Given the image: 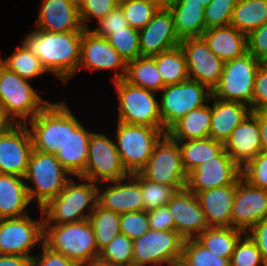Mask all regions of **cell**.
Wrapping results in <instances>:
<instances>
[{"label":"cell","instance_id":"6da1fadb","mask_svg":"<svg viewBox=\"0 0 267 266\" xmlns=\"http://www.w3.org/2000/svg\"><path fill=\"white\" fill-rule=\"evenodd\" d=\"M30 32L20 44L40 59L47 72L67 83L78 72L82 32Z\"/></svg>","mask_w":267,"mask_h":266},{"label":"cell","instance_id":"7a4b0ae2","mask_svg":"<svg viewBox=\"0 0 267 266\" xmlns=\"http://www.w3.org/2000/svg\"><path fill=\"white\" fill-rule=\"evenodd\" d=\"M77 178L79 183L70 179L60 194L41 208L44 224L61 225L89 219L97 205L98 184Z\"/></svg>","mask_w":267,"mask_h":266},{"label":"cell","instance_id":"3957f363","mask_svg":"<svg viewBox=\"0 0 267 266\" xmlns=\"http://www.w3.org/2000/svg\"><path fill=\"white\" fill-rule=\"evenodd\" d=\"M43 244L77 266L98 258L100 253L89 219L61 225L44 224Z\"/></svg>","mask_w":267,"mask_h":266},{"label":"cell","instance_id":"277c9868","mask_svg":"<svg viewBox=\"0 0 267 266\" xmlns=\"http://www.w3.org/2000/svg\"><path fill=\"white\" fill-rule=\"evenodd\" d=\"M49 102L40 97L28 79L0 63V107L13 124H26Z\"/></svg>","mask_w":267,"mask_h":266},{"label":"cell","instance_id":"5b68a950","mask_svg":"<svg viewBox=\"0 0 267 266\" xmlns=\"http://www.w3.org/2000/svg\"><path fill=\"white\" fill-rule=\"evenodd\" d=\"M70 173L61 165L55 154L32 149L24 179L33 182L27 186L30 201H36L41 209L60 194L71 179Z\"/></svg>","mask_w":267,"mask_h":266},{"label":"cell","instance_id":"8992f818","mask_svg":"<svg viewBox=\"0 0 267 266\" xmlns=\"http://www.w3.org/2000/svg\"><path fill=\"white\" fill-rule=\"evenodd\" d=\"M118 98V121L163 130L156 92L129 84L124 79L114 81Z\"/></svg>","mask_w":267,"mask_h":266},{"label":"cell","instance_id":"52a82bcc","mask_svg":"<svg viewBox=\"0 0 267 266\" xmlns=\"http://www.w3.org/2000/svg\"><path fill=\"white\" fill-rule=\"evenodd\" d=\"M116 148L129 174L139 173L147 164L153 149L166 134L157 128L117 123Z\"/></svg>","mask_w":267,"mask_h":266},{"label":"cell","instance_id":"ba28073f","mask_svg":"<svg viewBox=\"0 0 267 266\" xmlns=\"http://www.w3.org/2000/svg\"><path fill=\"white\" fill-rule=\"evenodd\" d=\"M161 92L160 115L166 133L190 111L209 103L212 96V90L208 86L190 78L165 86Z\"/></svg>","mask_w":267,"mask_h":266},{"label":"cell","instance_id":"9c48e42d","mask_svg":"<svg viewBox=\"0 0 267 266\" xmlns=\"http://www.w3.org/2000/svg\"><path fill=\"white\" fill-rule=\"evenodd\" d=\"M184 241L175 230L149 229L133 240V266H171L180 262Z\"/></svg>","mask_w":267,"mask_h":266},{"label":"cell","instance_id":"30bf717a","mask_svg":"<svg viewBox=\"0 0 267 266\" xmlns=\"http://www.w3.org/2000/svg\"><path fill=\"white\" fill-rule=\"evenodd\" d=\"M261 63L250 53L226 61L220 81L212 90V96L245 103L252 111L255 75Z\"/></svg>","mask_w":267,"mask_h":266},{"label":"cell","instance_id":"8fae6325","mask_svg":"<svg viewBox=\"0 0 267 266\" xmlns=\"http://www.w3.org/2000/svg\"><path fill=\"white\" fill-rule=\"evenodd\" d=\"M139 173L147 180L173 186L177 191L186 188L187 174L182 166L178 142L165 134L156 144L147 164Z\"/></svg>","mask_w":267,"mask_h":266},{"label":"cell","instance_id":"7c38bea8","mask_svg":"<svg viewBox=\"0 0 267 266\" xmlns=\"http://www.w3.org/2000/svg\"><path fill=\"white\" fill-rule=\"evenodd\" d=\"M116 144L104 133L92 132L85 172L80 176L94 183H106L128 177Z\"/></svg>","mask_w":267,"mask_h":266},{"label":"cell","instance_id":"4fadbf2b","mask_svg":"<svg viewBox=\"0 0 267 266\" xmlns=\"http://www.w3.org/2000/svg\"><path fill=\"white\" fill-rule=\"evenodd\" d=\"M25 125L28 126L34 150L56 154L66 140V102L50 101Z\"/></svg>","mask_w":267,"mask_h":266},{"label":"cell","instance_id":"5bb4252c","mask_svg":"<svg viewBox=\"0 0 267 266\" xmlns=\"http://www.w3.org/2000/svg\"><path fill=\"white\" fill-rule=\"evenodd\" d=\"M40 220L25 215L19 218L0 219V254L32 257L30 251L43 244L44 218Z\"/></svg>","mask_w":267,"mask_h":266},{"label":"cell","instance_id":"9a60e30c","mask_svg":"<svg viewBox=\"0 0 267 266\" xmlns=\"http://www.w3.org/2000/svg\"><path fill=\"white\" fill-rule=\"evenodd\" d=\"M188 76L211 90L219 83L225 62L218 58L202 37L185 38L180 42Z\"/></svg>","mask_w":267,"mask_h":266},{"label":"cell","instance_id":"2e32d148","mask_svg":"<svg viewBox=\"0 0 267 266\" xmlns=\"http://www.w3.org/2000/svg\"><path fill=\"white\" fill-rule=\"evenodd\" d=\"M127 63L119 53L109 44L105 37L97 36L90 29H84L81 39V52L78 71L114 70L112 83L124 79Z\"/></svg>","mask_w":267,"mask_h":266},{"label":"cell","instance_id":"e0dca14e","mask_svg":"<svg viewBox=\"0 0 267 266\" xmlns=\"http://www.w3.org/2000/svg\"><path fill=\"white\" fill-rule=\"evenodd\" d=\"M267 217V189L251 185L240 177L232 205V227L247 233Z\"/></svg>","mask_w":267,"mask_h":266},{"label":"cell","instance_id":"ac0fdd59","mask_svg":"<svg viewBox=\"0 0 267 266\" xmlns=\"http://www.w3.org/2000/svg\"><path fill=\"white\" fill-rule=\"evenodd\" d=\"M241 168L223 150L218 156L198 165L187 175L186 188L192 193L233 185Z\"/></svg>","mask_w":267,"mask_h":266},{"label":"cell","instance_id":"d6986e66","mask_svg":"<svg viewBox=\"0 0 267 266\" xmlns=\"http://www.w3.org/2000/svg\"><path fill=\"white\" fill-rule=\"evenodd\" d=\"M86 129L66 104V140L55 155L75 178L80 177L86 168L89 140L93 132Z\"/></svg>","mask_w":267,"mask_h":266},{"label":"cell","instance_id":"ffe728a7","mask_svg":"<svg viewBox=\"0 0 267 266\" xmlns=\"http://www.w3.org/2000/svg\"><path fill=\"white\" fill-rule=\"evenodd\" d=\"M33 149L25 124H13L0 135V173L24 177Z\"/></svg>","mask_w":267,"mask_h":266},{"label":"cell","instance_id":"44dd1931","mask_svg":"<svg viewBox=\"0 0 267 266\" xmlns=\"http://www.w3.org/2000/svg\"><path fill=\"white\" fill-rule=\"evenodd\" d=\"M107 183L111 184L106 189L101 187L102 183L98 184L97 204L100 207L118 214L144 210L140 173Z\"/></svg>","mask_w":267,"mask_h":266},{"label":"cell","instance_id":"7402d4cb","mask_svg":"<svg viewBox=\"0 0 267 266\" xmlns=\"http://www.w3.org/2000/svg\"><path fill=\"white\" fill-rule=\"evenodd\" d=\"M141 56H154L179 46L174 18L167 6L161 7L143 29L138 30Z\"/></svg>","mask_w":267,"mask_h":266},{"label":"cell","instance_id":"603a6c76","mask_svg":"<svg viewBox=\"0 0 267 266\" xmlns=\"http://www.w3.org/2000/svg\"><path fill=\"white\" fill-rule=\"evenodd\" d=\"M167 206L175 231L185 240L195 239L209 227L196 195L187 188L177 191Z\"/></svg>","mask_w":267,"mask_h":266},{"label":"cell","instance_id":"cb8c5ba5","mask_svg":"<svg viewBox=\"0 0 267 266\" xmlns=\"http://www.w3.org/2000/svg\"><path fill=\"white\" fill-rule=\"evenodd\" d=\"M35 26L52 33L83 32L77 0H43Z\"/></svg>","mask_w":267,"mask_h":266},{"label":"cell","instance_id":"d4e9b609","mask_svg":"<svg viewBox=\"0 0 267 266\" xmlns=\"http://www.w3.org/2000/svg\"><path fill=\"white\" fill-rule=\"evenodd\" d=\"M224 150L240 168L262 151L259 123L252 113L233 129Z\"/></svg>","mask_w":267,"mask_h":266},{"label":"cell","instance_id":"484cf974","mask_svg":"<svg viewBox=\"0 0 267 266\" xmlns=\"http://www.w3.org/2000/svg\"><path fill=\"white\" fill-rule=\"evenodd\" d=\"M236 192L233 185L195 193L209 227H232V205Z\"/></svg>","mask_w":267,"mask_h":266},{"label":"cell","instance_id":"4316f807","mask_svg":"<svg viewBox=\"0 0 267 266\" xmlns=\"http://www.w3.org/2000/svg\"><path fill=\"white\" fill-rule=\"evenodd\" d=\"M211 126L210 138L224 143L250 113L251 109L245 103L225 101L211 96Z\"/></svg>","mask_w":267,"mask_h":266},{"label":"cell","instance_id":"83f0119b","mask_svg":"<svg viewBox=\"0 0 267 266\" xmlns=\"http://www.w3.org/2000/svg\"><path fill=\"white\" fill-rule=\"evenodd\" d=\"M201 37L224 62L248 53L247 35L231 25L208 28Z\"/></svg>","mask_w":267,"mask_h":266},{"label":"cell","instance_id":"f1b7e54d","mask_svg":"<svg viewBox=\"0 0 267 266\" xmlns=\"http://www.w3.org/2000/svg\"><path fill=\"white\" fill-rule=\"evenodd\" d=\"M25 179L0 173V219L28 215L25 209L31 203Z\"/></svg>","mask_w":267,"mask_h":266},{"label":"cell","instance_id":"f546056e","mask_svg":"<svg viewBox=\"0 0 267 266\" xmlns=\"http://www.w3.org/2000/svg\"><path fill=\"white\" fill-rule=\"evenodd\" d=\"M211 104L190 111L178 120L167 135L174 141L206 139L210 137Z\"/></svg>","mask_w":267,"mask_h":266},{"label":"cell","instance_id":"4dcf8cb0","mask_svg":"<svg viewBox=\"0 0 267 266\" xmlns=\"http://www.w3.org/2000/svg\"><path fill=\"white\" fill-rule=\"evenodd\" d=\"M174 18V28L180 40L201 37L206 30L204 10L201 4L167 3Z\"/></svg>","mask_w":267,"mask_h":266},{"label":"cell","instance_id":"1f68e13d","mask_svg":"<svg viewBox=\"0 0 267 266\" xmlns=\"http://www.w3.org/2000/svg\"><path fill=\"white\" fill-rule=\"evenodd\" d=\"M182 158V166L188 175L198 165L215 158L224 150V143L212 138L177 141Z\"/></svg>","mask_w":267,"mask_h":266},{"label":"cell","instance_id":"d6a6232c","mask_svg":"<svg viewBox=\"0 0 267 266\" xmlns=\"http://www.w3.org/2000/svg\"><path fill=\"white\" fill-rule=\"evenodd\" d=\"M244 234V231L233 227H208L195 239L215 255L230 260Z\"/></svg>","mask_w":267,"mask_h":266},{"label":"cell","instance_id":"836d02e7","mask_svg":"<svg viewBox=\"0 0 267 266\" xmlns=\"http://www.w3.org/2000/svg\"><path fill=\"white\" fill-rule=\"evenodd\" d=\"M124 80L131 85L156 93L165 87L155 59L151 56H141L127 62Z\"/></svg>","mask_w":267,"mask_h":266},{"label":"cell","instance_id":"e575fe53","mask_svg":"<svg viewBox=\"0 0 267 266\" xmlns=\"http://www.w3.org/2000/svg\"><path fill=\"white\" fill-rule=\"evenodd\" d=\"M267 22V0H238L230 25L248 35Z\"/></svg>","mask_w":267,"mask_h":266},{"label":"cell","instance_id":"d590c367","mask_svg":"<svg viewBox=\"0 0 267 266\" xmlns=\"http://www.w3.org/2000/svg\"><path fill=\"white\" fill-rule=\"evenodd\" d=\"M164 86L181 83L189 78L186 58L179 46L152 56Z\"/></svg>","mask_w":267,"mask_h":266},{"label":"cell","instance_id":"8d00e7d4","mask_svg":"<svg viewBox=\"0 0 267 266\" xmlns=\"http://www.w3.org/2000/svg\"><path fill=\"white\" fill-rule=\"evenodd\" d=\"M98 250L109 244L120 234V214L103 209L98 204L89 217Z\"/></svg>","mask_w":267,"mask_h":266},{"label":"cell","instance_id":"74e56055","mask_svg":"<svg viewBox=\"0 0 267 266\" xmlns=\"http://www.w3.org/2000/svg\"><path fill=\"white\" fill-rule=\"evenodd\" d=\"M20 45L16 47V50L8 58L2 59L0 57V63L10 71L18 74L21 78L30 81L38 76L42 78L43 73L47 71L40 59L29 52L22 44Z\"/></svg>","mask_w":267,"mask_h":266},{"label":"cell","instance_id":"f35d334b","mask_svg":"<svg viewBox=\"0 0 267 266\" xmlns=\"http://www.w3.org/2000/svg\"><path fill=\"white\" fill-rule=\"evenodd\" d=\"M180 262L184 266H230V260L215 255L196 239L184 241Z\"/></svg>","mask_w":267,"mask_h":266},{"label":"cell","instance_id":"ab89813d","mask_svg":"<svg viewBox=\"0 0 267 266\" xmlns=\"http://www.w3.org/2000/svg\"><path fill=\"white\" fill-rule=\"evenodd\" d=\"M121 7L129 26L140 30L152 19V17L163 7L159 3L146 0H120Z\"/></svg>","mask_w":267,"mask_h":266},{"label":"cell","instance_id":"60d3db41","mask_svg":"<svg viewBox=\"0 0 267 266\" xmlns=\"http://www.w3.org/2000/svg\"><path fill=\"white\" fill-rule=\"evenodd\" d=\"M99 258L115 266H133V240L118 234L100 250Z\"/></svg>","mask_w":267,"mask_h":266},{"label":"cell","instance_id":"b9f144b4","mask_svg":"<svg viewBox=\"0 0 267 266\" xmlns=\"http://www.w3.org/2000/svg\"><path fill=\"white\" fill-rule=\"evenodd\" d=\"M106 39L126 63L141 57L137 29L128 26L122 30L114 31Z\"/></svg>","mask_w":267,"mask_h":266},{"label":"cell","instance_id":"7bdbcfd3","mask_svg":"<svg viewBox=\"0 0 267 266\" xmlns=\"http://www.w3.org/2000/svg\"><path fill=\"white\" fill-rule=\"evenodd\" d=\"M140 186L144 201V211L167 205L177 190L173 186L159 184L145 179L140 174Z\"/></svg>","mask_w":267,"mask_h":266},{"label":"cell","instance_id":"ee69618b","mask_svg":"<svg viewBox=\"0 0 267 266\" xmlns=\"http://www.w3.org/2000/svg\"><path fill=\"white\" fill-rule=\"evenodd\" d=\"M230 266H267L256 243L247 233L237 242Z\"/></svg>","mask_w":267,"mask_h":266},{"label":"cell","instance_id":"f6af8a7d","mask_svg":"<svg viewBox=\"0 0 267 266\" xmlns=\"http://www.w3.org/2000/svg\"><path fill=\"white\" fill-rule=\"evenodd\" d=\"M120 0H77L79 16L83 29L88 28V20L96 19L97 22L106 17L112 10L119 6Z\"/></svg>","mask_w":267,"mask_h":266},{"label":"cell","instance_id":"bcb514c9","mask_svg":"<svg viewBox=\"0 0 267 266\" xmlns=\"http://www.w3.org/2000/svg\"><path fill=\"white\" fill-rule=\"evenodd\" d=\"M238 0H211L205 7L206 29L230 25L232 12Z\"/></svg>","mask_w":267,"mask_h":266},{"label":"cell","instance_id":"7dc6e473","mask_svg":"<svg viewBox=\"0 0 267 266\" xmlns=\"http://www.w3.org/2000/svg\"><path fill=\"white\" fill-rule=\"evenodd\" d=\"M241 177L255 187L267 189V152L261 151L241 168Z\"/></svg>","mask_w":267,"mask_h":266},{"label":"cell","instance_id":"c3c4849f","mask_svg":"<svg viewBox=\"0 0 267 266\" xmlns=\"http://www.w3.org/2000/svg\"><path fill=\"white\" fill-rule=\"evenodd\" d=\"M150 229L147 211L120 214V233L134 240Z\"/></svg>","mask_w":267,"mask_h":266},{"label":"cell","instance_id":"681fc988","mask_svg":"<svg viewBox=\"0 0 267 266\" xmlns=\"http://www.w3.org/2000/svg\"><path fill=\"white\" fill-rule=\"evenodd\" d=\"M97 28H90L97 36L107 38L114 31H119L129 26L120 6H117L106 17L97 23Z\"/></svg>","mask_w":267,"mask_h":266},{"label":"cell","instance_id":"f907efd6","mask_svg":"<svg viewBox=\"0 0 267 266\" xmlns=\"http://www.w3.org/2000/svg\"><path fill=\"white\" fill-rule=\"evenodd\" d=\"M248 53L267 63V22L247 35Z\"/></svg>","mask_w":267,"mask_h":266},{"label":"cell","instance_id":"816d5d0a","mask_svg":"<svg viewBox=\"0 0 267 266\" xmlns=\"http://www.w3.org/2000/svg\"><path fill=\"white\" fill-rule=\"evenodd\" d=\"M267 109V63H261L254 81L252 111Z\"/></svg>","mask_w":267,"mask_h":266},{"label":"cell","instance_id":"f5cc1de1","mask_svg":"<svg viewBox=\"0 0 267 266\" xmlns=\"http://www.w3.org/2000/svg\"><path fill=\"white\" fill-rule=\"evenodd\" d=\"M40 255L32 256V266H77L63 254L52 251L44 244Z\"/></svg>","mask_w":267,"mask_h":266},{"label":"cell","instance_id":"db71d44e","mask_svg":"<svg viewBox=\"0 0 267 266\" xmlns=\"http://www.w3.org/2000/svg\"><path fill=\"white\" fill-rule=\"evenodd\" d=\"M149 227L153 230H175V224L167 205L147 212Z\"/></svg>","mask_w":267,"mask_h":266},{"label":"cell","instance_id":"11a10c76","mask_svg":"<svg viewBox=\"0 0 267 266\" xmlns=\"http://www.w3.org/2000/svg\"><path fill=\"white\" fill-rule=\"evenodd\" d=\"M247 234L256 243L257 248L267 264V217L254 225Z\"/></svg>","mask_w":267,"mask_h":266},{"label":"cell","instance_id":"9f6ffc18","mask_svg":"<svg viewBox=\"0 0 267 266\" xmlns=\"http://www.w3.org/2000/svg\"><path fill=\"white\" fill-rule=\"evenodd\" d=\"M257 118L260 128L261 150L267 152V109L251 111Z\"/></svg>","mask_w":267,"mask_h":266},{"label":"cell","instance_id":"6f0895ef","mask_svg":"<svg viewBox=\"0 0 267 266\" xmlns=\"http://www.w3.org/2000/svg\"><path fill=\"white\" fill-rule=\"evenodd\" d=\"M0 266H32V257L0 254Z\"/></svg>","mask_w":267,"mask_h":266},{"label":"cell","instance_id":"680465c9","mask_svg":"<svg viewBox=\"0 0 267 266\" xmlns=\"http://www.w3.org/2000/svg\"><path fill=\"white\" fill-rule=\"evenodd\" d=\"M13 123L5 116L3 109L0 107V135H2Z\"/></svg>","mask_w":267,"mask_h":266},{"label":"cell","instance_id":"91938a15","mask_svg":"<svg viewBox=\"0 0 267 266\" xmlns=\"http://www.w3.org/2000/svg\"><path fill=\"white\" fill-rule=\"evenodd\" d=\"M210 2L211 0H168L167 3H194L206 7Z\"/></svg>","mask_w":267,"mask_h":266},{"label":"cell","instance_id":"94428289","mask_svg":"<svg viewBox=\"0 0 267 266\" xmlns=\"http://www.w3.org/2000/svg\"><path fill=\"white\" fill-rule=\"evenodd\" d=\"M81 266H115V265L111 264L110 262L104 261L98 257Z\"/></svg>","mask_w":267,"mask_h":266},{"label":"cell","instance_id":"6125c7cd","mask_svg":"<svg viewBox=\"0 0 267 266\" xmlns=\"http://www.w3.org/2000/svg\"><path fill=\"white\" fill-rule=\"evenodd\" d=\"M146 1H150V2H153V3H159L162 6H166V4L168 2V0H146Z\"/></svg>","mask_w":267,"mask_h":266},{"label":"cell","instance_id":"be15d7a7","mask_svg":"<svg viewBox=\"0 0 267 266\" xmlns=\"http://www.w3.org/2000/svg\"><path fill=\"white\" fill-rule=\"evenodd\" d=\"M171 266H184V265L181 262H177V263L172 264Z\"/></svg>","mask_w":267,"mask_h":266}]
</instances>
